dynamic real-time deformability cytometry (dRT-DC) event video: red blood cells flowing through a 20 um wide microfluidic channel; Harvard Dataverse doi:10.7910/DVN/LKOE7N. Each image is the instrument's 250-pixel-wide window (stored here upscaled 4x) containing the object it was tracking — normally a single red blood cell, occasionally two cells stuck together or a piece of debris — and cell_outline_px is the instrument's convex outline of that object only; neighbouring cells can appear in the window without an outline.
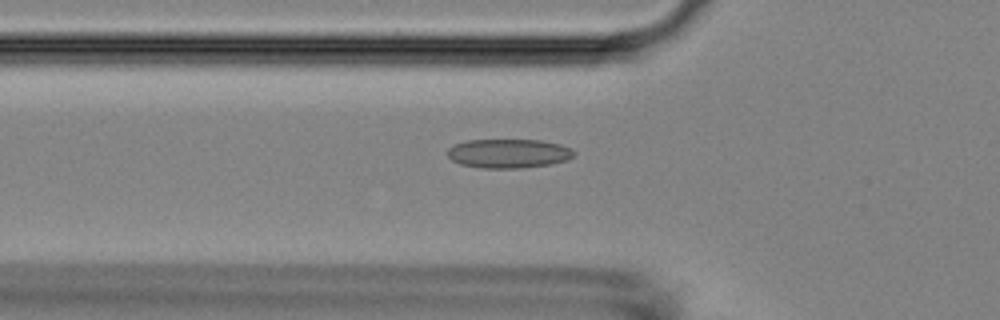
{"species": "Egyptian fruit bat (a non-hibernating species)", "species_latin": "Rousettus aegyptiacus", "temperature_condition": "room temperature", "stored_images_in_passage": 21, "camera_frame_rate_fps": 3000, "um_per_image_px": 0.085, "animal": {"sex": "female"}, "frame": {"image": 1, "passage_image": 6, "time_ms": 1.667, "image_size_px": [1000, 320], "cell_outline_px": [[576, 152], [568, 160], [552, 164], [524, 168], [480, 168], [460, 164], [452, 160], [448, 156], [448, 148], [456, 144], [468, 140], [540, 140], [560, 144]], "centroid_in_image_um": [43.23, 13.05], "position_along_channel_um": 82.6, "area_um2": 21.44}}
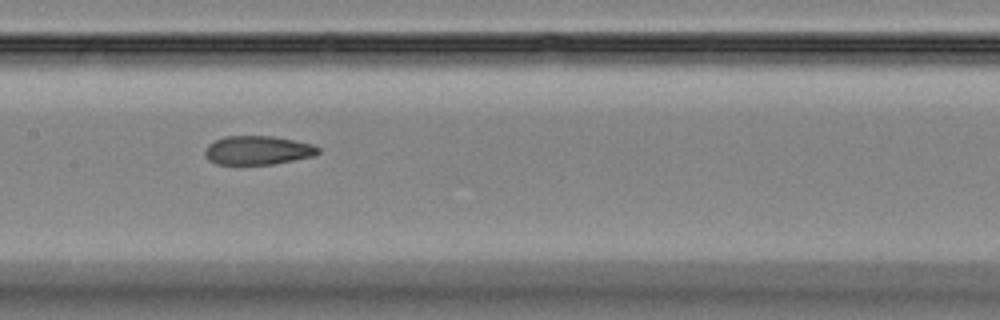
{"frame": {"image": 2, "passage_image": 14, "time_ms": 4.333, "image_size_px": [1000, 320], "cell_outline_px": [[320, 152], [312, 156], [272, 164], [216, 164], [208, 160], [204, 156], [204, 148], [208, 144], [224, 136], [272, 136], [312, 144], [320, 148]], "centroid_in_image_um": [21.85, 12.77], "position_along_channel_um": 185.5, "area_um2": 18.96}}
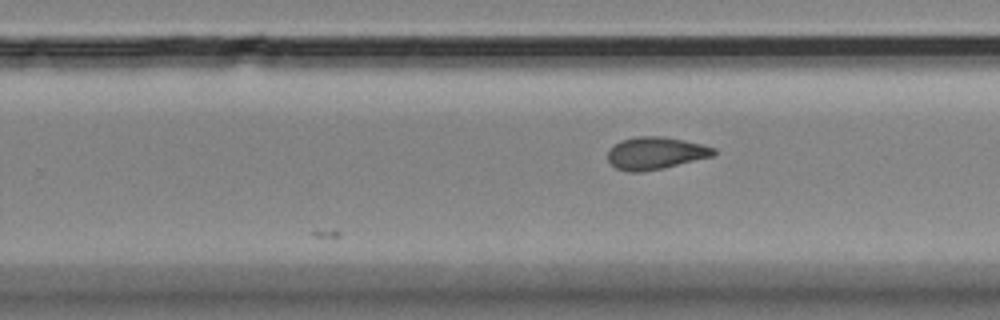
{"frame": {"image": 3, "passage_image": 21, "time_ms": 6.667, "image_size_px": [1000, 320], "cell_outline_px": [[716, 152], [712, 156], [664, 168], [640, 172], [628, 172], [616, 168], [608, 160], [608, 152], [612, 144], [620, 140], [636, 136], [660, 136], [684, 140], [716, 148]], "centroid_in_image_um": [55.68, 13.01], "position_along_channel_um": 274.1, "area_um2": 20.0}}